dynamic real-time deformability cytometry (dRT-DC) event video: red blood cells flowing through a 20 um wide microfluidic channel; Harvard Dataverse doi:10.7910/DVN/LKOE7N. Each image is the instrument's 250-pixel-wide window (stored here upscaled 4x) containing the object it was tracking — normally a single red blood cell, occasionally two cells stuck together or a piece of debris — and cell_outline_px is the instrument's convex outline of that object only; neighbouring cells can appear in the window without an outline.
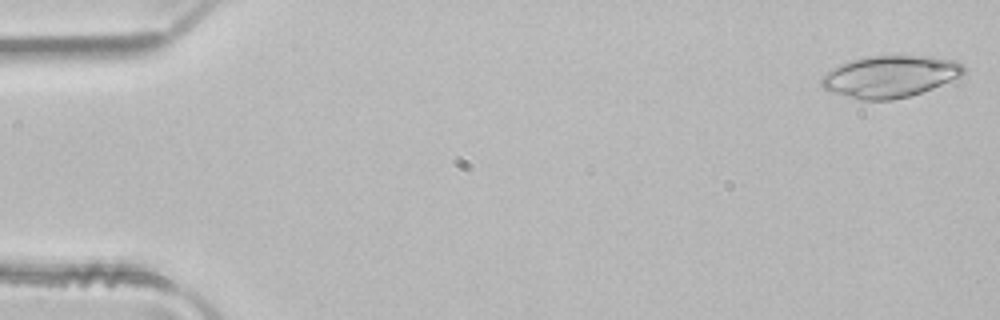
{"species": "common noctule bat (a hibernating species)", "species_latin": "Nyctalus noctula", "temperature_condition": "room temperature", "stored_images_in_passage": 4, "camera_frame_rate_fps": 3000, "um_per_image_px": 0.085, "animal": {"sex": "male", "body_mass_g": 21.5, "forearm_length_mm": 52.0}, "frame": {"image": 1, "passage_image": 1, "time_ms": 0.0, "image_size_px": [1000, 320], "cell_outline_px": [[964, 72], [960, 76], [932, 88], [908, 96], [892, 100], [860, 100], [832, 92], [824, 88], [820, 84], [820, 80], [832, 68], [840, 64], [852, 60], [872, 56], [932, 56], [952, 60], [964, 64]], "centroid_in_image_um": [75.64, 6.5], "position_along_channel_um": 9.4, "area_um2": 34.22}}